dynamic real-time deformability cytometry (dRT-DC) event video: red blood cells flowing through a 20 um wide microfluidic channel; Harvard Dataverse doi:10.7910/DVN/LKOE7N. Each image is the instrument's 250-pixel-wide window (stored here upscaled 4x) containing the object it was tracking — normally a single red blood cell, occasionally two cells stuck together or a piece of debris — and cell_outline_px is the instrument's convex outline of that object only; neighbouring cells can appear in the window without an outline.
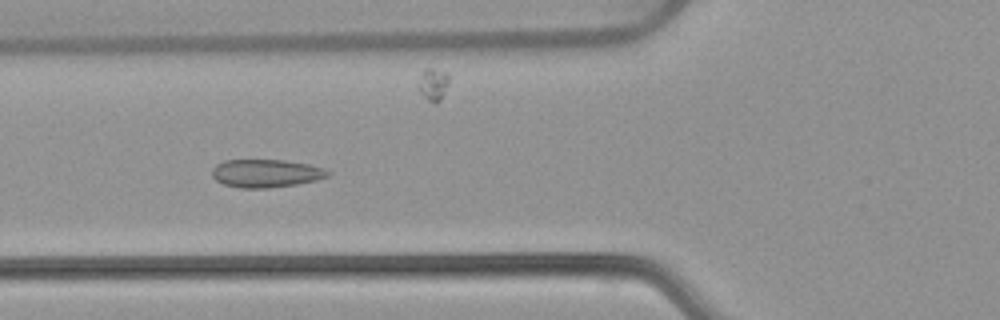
{"species": "common noctule bat (a hibernating species)", "species_latin": "Nyctalus noctula", "temperature_condition": "warm", "stored_images_in_passage": 53, "camera_frame_rate_fps": 3000, "um_per_image_px": 0.085, "animal": {"sex": "female", "body_mass_g": 22.7, "forearm_length_mm": 54.2}, "frame": {"image": 1, "passage_image": 20, "time_ms": 6.333, "image_size_px": [1000, 320], "cell_outline_px": [[332, 172], [328, 176], [316, 180], [296, 184], [268, 188], [240, 188], [224, 184], [216, 180], [212, 176], [212, 168], [216, 164], [224, 160], [284, 160], [308, 164], [324, 168]], "centroid_in_image_um": [22.6, 14.73], "position_along_channel_um": 103.2, "area_um2": 18.96}}
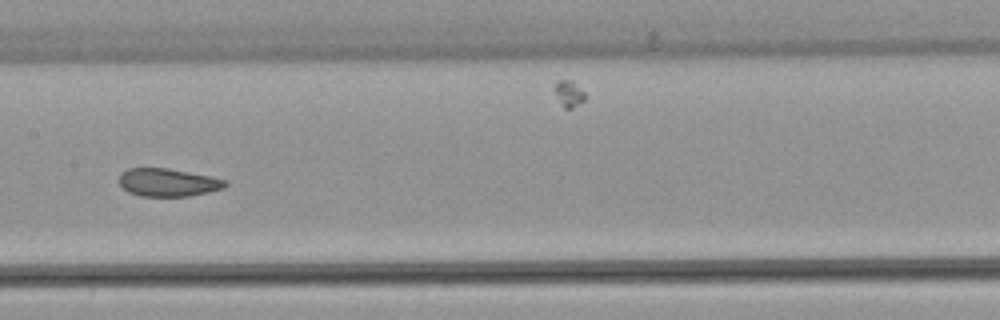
{"frame": {"image": 2, "passage_image": 27, "time_ms": 8.667, "image_size_px": [1000, 320], "cell_outline_px": [[228, 184], [224, 188], [208, 192], [188, 196], [140, 196], [128, 192], [120, 184], [120, 172], [128, 168], [168, 168], [228, 180]], "centroid_in_image_um": [14.27, 15.5], "position_along_channel_um": 193.1, "area_um2": 17.22}}
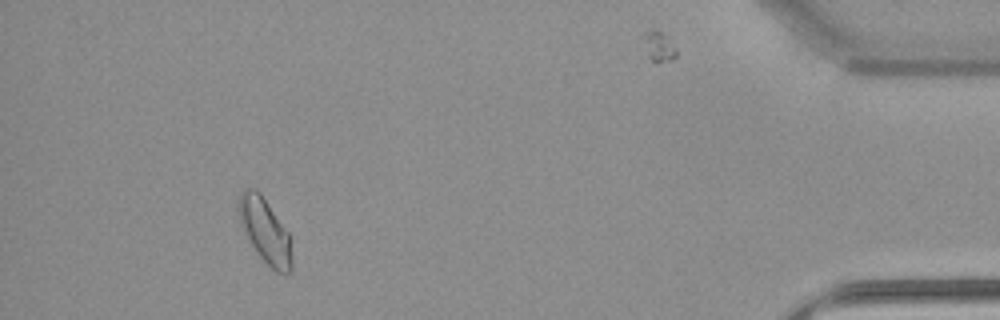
{"frame": {"image": 3, "passage_image": 49, "time_ms": 16.0, "image_size_px": [1000, 320], "cell_outline_px": [[292, 272], [284, 276], [276, 272], [256, 252], [244, 232], [240, 224], [240, 192], [244, 188], [256, 188], [260, 192], [288, 232], [292, 256]], "centroid_in_image_um": [22.56, 19.65], "position_along_channel_um": 412.6, "area_um2": 19.88}, "authors_computed_cell_mechanics": {"area_um2": 18.9584, "velocity_mm_per_s": 3.8543, "shape_relaxation_time_tau1_ms": null, "shape_relaxation_time_tau2_ms": 0.8091, "deformation_change_tau1": null, "deformation_change_tau2": 0.0445}}